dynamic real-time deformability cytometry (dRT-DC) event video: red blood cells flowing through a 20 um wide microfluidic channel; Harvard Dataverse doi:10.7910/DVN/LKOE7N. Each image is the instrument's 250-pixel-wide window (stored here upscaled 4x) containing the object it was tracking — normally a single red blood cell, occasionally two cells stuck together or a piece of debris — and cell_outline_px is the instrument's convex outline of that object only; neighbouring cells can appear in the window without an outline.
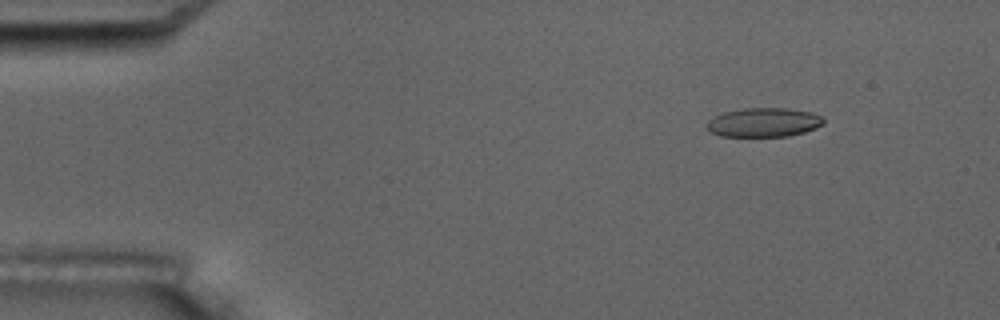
{"species": "common noctule bat (a hibernating species)", "species_latin": "Nyctalus noctula", "temperature_condition": "room temperature", "stored_images_in_passage": 5, "camera_frame_rate_fps": 3000, "um_per_image_px": 0.085, "animal": {"sex": "male", "body_mass_g": 17.5, "forearm_length_mm": 52.3}, "frame": {"image": 1, "passage_image": 2, "time_ms": 1.0, "image_size_px": [1000, 320], "cell_outline_px": [[824, 124], [816, 128], [804, 132], [788, 136], [720, 136], [712, 132], [704, 124], [712, 116], [724, 112], [744, 108], [784, 108], [812, 112], [824, 116]], "centroid_in_image_um": [64.92, 10.39], "position_along_channel_um": 20.1, "area_um2": 19.94}}
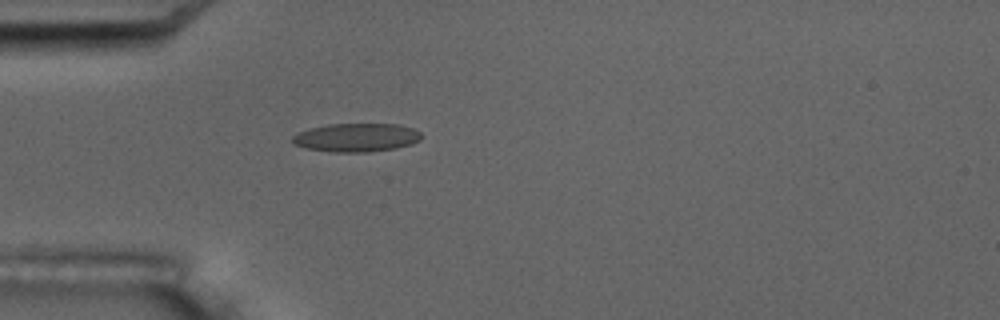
{"frame": {"image": 2, "passage_image": 5, "time_ms": 4.333, "image_size_px": [1000, 320], "cell_outline_px": [[420, 140], [412, 144], [396, 148], [368, 152], [332, 152], [308, 148], [292, 144], [292, 136], [308, 128], [328, 124], [396, 124], [412, 128], [420, 132]], "centroid_in_image_um": [30.28, 11.69], "position_along_channel_um": 54.7, "area_um2": 21.39}}